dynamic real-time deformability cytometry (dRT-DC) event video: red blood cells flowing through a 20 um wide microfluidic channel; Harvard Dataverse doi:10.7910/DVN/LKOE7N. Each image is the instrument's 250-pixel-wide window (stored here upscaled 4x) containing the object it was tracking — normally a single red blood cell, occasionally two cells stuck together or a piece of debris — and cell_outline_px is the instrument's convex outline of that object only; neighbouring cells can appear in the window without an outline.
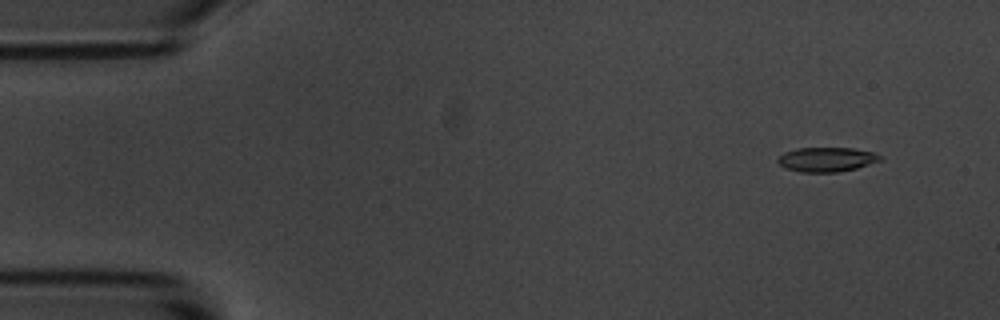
{"species": "common noctule bat (a hibernating species)", "species_latin": "Nyctalus noctula", "temperature_condition": "room temperature", "stored_images_in_passage": 6, "camera_frame_rate_fps": 3000, "um_per_image_px": 0.085, "animal": {"sex": "male", "body_mass_g": 20.1, "forearm_length_mm": 53.5}, "frame": {"image": 1, "passage_image": 2, "time_ms": 1.0, "image_size_px": [1000, 320], "cell_outline_px": [[884, 160], [856, 168], [840, 172], [800, 172], [784, 168], [776, 160], [784, 152], [796, 148], [852, 148], [872, 152], [880, 156]], "centroid_in_image_um": [70.25, 13.56], "position_along_channel_um": 14.7, "area_um2": 14.62}}